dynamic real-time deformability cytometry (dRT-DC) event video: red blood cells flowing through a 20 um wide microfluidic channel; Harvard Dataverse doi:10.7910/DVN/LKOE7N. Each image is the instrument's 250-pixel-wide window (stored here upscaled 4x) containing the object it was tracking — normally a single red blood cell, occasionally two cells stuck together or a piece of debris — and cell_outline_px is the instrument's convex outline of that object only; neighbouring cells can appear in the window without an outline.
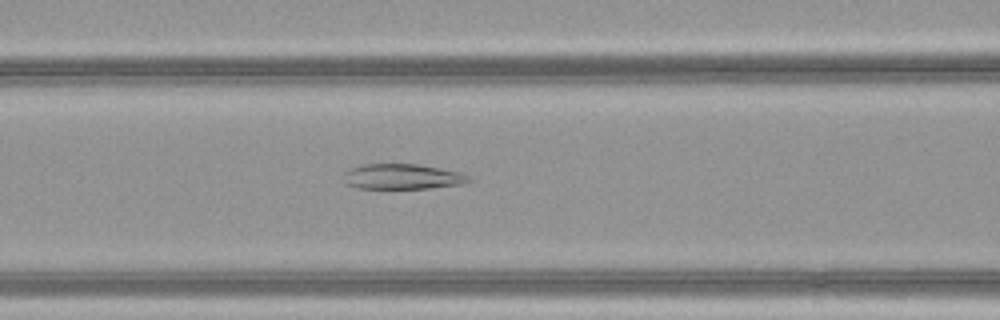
{"species": "common noctule bat (a hibernating species)", "species_latin": "Nyctalus noctula", "temperature_condition": "warm", "stored_images_in_passage": 51, "camera_frame_rate_fps": 3000, "um_per_image_px": 0.085, "animal": {"sex": "female", "body_mass_g": 21.9}, "frame": {"image": 1, "passage_image": 23, "time_ms": 7.333, "image_size_px": [1000, 320], "cell_outline_px": [[472, 180], [460, 184], [428, 188], [356, 188], [348, 184], [344, 180], [344, 172], [352, 168], [364, 164], [416, 164], [440, 168], [460, 172], [468, 176]], "centroid_in_image_um": [34.19, 15.01], "position_along_channel_um": 132.4, "area_um2": 18.21}}
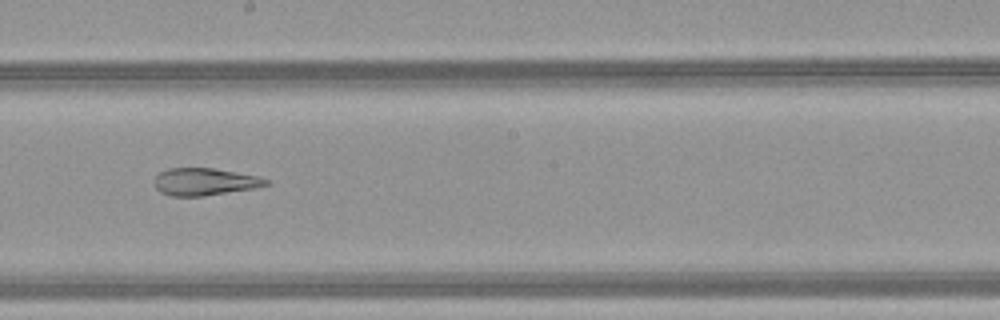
{"frame": {"image": 2, "passage_image": 30, "time_ms": 9.667, "image_size_px": [1000, 320], "cell_outline_px": [[272, 184], [256, 188], [204, 196], [172, 196], [160, 192], [152, 184], [152, 180], [160, 172], [168, 168], [212, 168], [256, 176], [272, 180]], "centroid_in_image_um": [17.39, 15.45], "position_along_channel_um": 230.8, "area_um2": 17.98}}
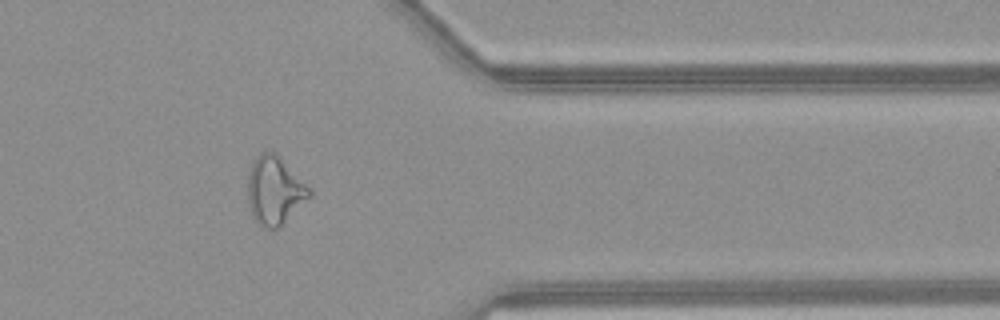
{"frame": {"image": 3, "passage_image": 42, "time_ms": 13.667, "image_size_px": [1000, 320], "cell_outline_px": [[312, 196], [280, 228], [264, 228], [252, 216], [248, 200], [248, 172], [252, 160], [260, 152], [276, 152], [312, 188]], "centroid_in_image_um": [23.38, 16.18], "position_along_channel_um": 388.0, "area_um2": 25.03}, "authors_computed_cell_mechanics": {"area_um2": 25.6054, "velocity_mm_per_s": 4.2118, "shape_relaxation_time_tau1_ms": null, "shape_relaxation_time_tau2_ms": 3.2035, "deformation_change_tau1": null, "deformation_change_tau2": 0.1046}}